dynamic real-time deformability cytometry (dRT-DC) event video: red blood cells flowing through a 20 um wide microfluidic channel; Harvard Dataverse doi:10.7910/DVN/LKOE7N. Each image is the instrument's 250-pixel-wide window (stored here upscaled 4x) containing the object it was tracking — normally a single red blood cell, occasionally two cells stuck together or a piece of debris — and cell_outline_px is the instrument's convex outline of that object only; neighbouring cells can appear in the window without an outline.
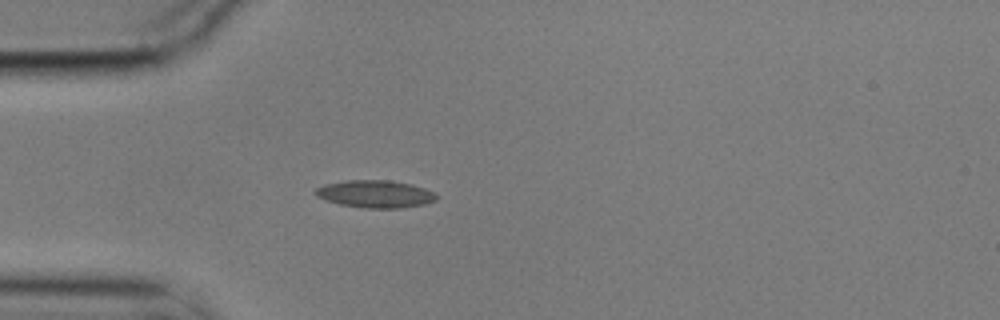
{"species": "common noctule bat (a hibernating species)", "species_latin": "Nyctalus noctula", "temperature_condition": "cold", "stored_images_in_passage": 4, "camera_frame_rate_fps": 3000, "um_per_image_px": 0.085, "animal": {"sex": "male", "body_mass_g": 17.9}, "frame": {"image": 1, "passage_image": 4, "time_ms": 1.0, "image_size_px": [1000, 320], "cell_outline_px": [[436, 200], [424, 204], [400, 208], [364, 208], [340, 204], [316, 196], [312, 192], [316, 188], [324, 184], [344, 180], [392, 180], [412, 184], [436, 192]], "centroid_in_image_um": [31.89, 16.47], "position_along_channel_um": 53.1, "area_um2": 19.48}}